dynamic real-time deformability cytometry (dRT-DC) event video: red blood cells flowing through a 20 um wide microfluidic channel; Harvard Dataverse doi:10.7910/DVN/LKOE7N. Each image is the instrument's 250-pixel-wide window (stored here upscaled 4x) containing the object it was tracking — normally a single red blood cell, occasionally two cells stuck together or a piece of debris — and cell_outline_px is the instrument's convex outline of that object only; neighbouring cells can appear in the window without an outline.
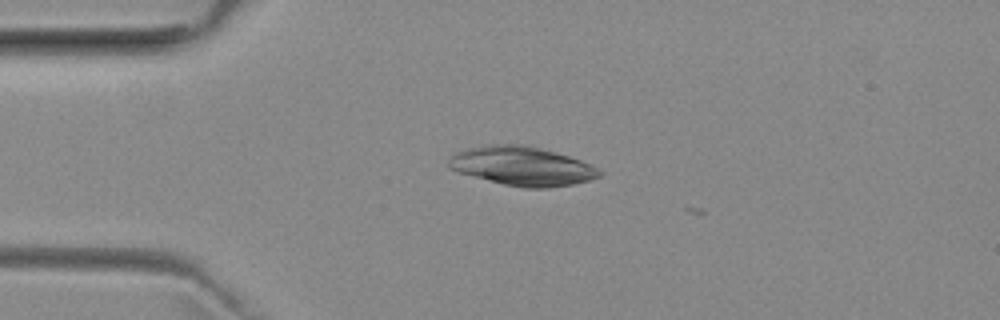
{"species": "common noctule bat (a hibernating species)", "species_latin": "Nyctalus noctula", "temperature_condition": "room temperature", "stored_images_in_passage": 8, "camera_frame_rate_fps": 3000, "um_per_image_px": 0.085, "animal": {"sex": "female", "body_mass_g": 29.2, "forearm_length_mm": 56.3}, "frame": {"image": 1, "passage_image": 5, "time_ms": 1.333, "image_size_px": [1000, 320], "cell_outline_px": [[604, 172], [600, 176], [588, 180], [572, 184], [548, 188], [524, 188], [504, 184], [456, 172], [448, 168], [448, 160], [456, 152], [468, 148], [488, 144], [528, 144], [568, 156], [580, 160]], "centroid_in_image_um": [44.34, 14.11], "position_along_channel_um": 40.7, "area_um2": 34.22}}